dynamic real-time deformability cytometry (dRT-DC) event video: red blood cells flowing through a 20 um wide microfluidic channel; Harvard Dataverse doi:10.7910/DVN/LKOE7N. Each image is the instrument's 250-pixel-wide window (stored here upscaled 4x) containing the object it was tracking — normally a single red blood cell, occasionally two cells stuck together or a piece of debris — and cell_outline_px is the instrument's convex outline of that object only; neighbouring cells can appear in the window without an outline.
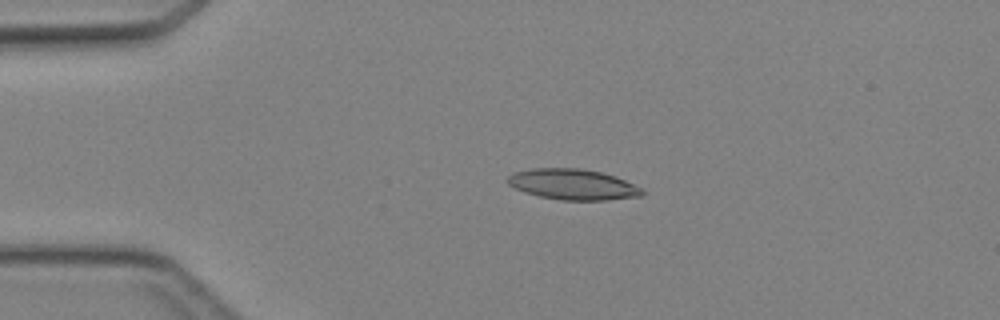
{"species": "Egyptian fruit bat (a non-hibernating species)", "species_latin": "Rousettus aegyptiacus", "temperature_condition": "cold", "stored_images_in_passage": 47, "camera_frame_rate_fps": 3000, "um_per_image_px": 0.085, "animal": {"sex": "female"}, "frame": {"image": 1, "passage_image": 11, "time_ms": 3.333, "image_size_px": [1000, 320], "cell_outline_px": [[644, 192], [640, 196], [608, 200], [564, 200], [540, 196], [524, 192], [508, 184], [508, 176], [512, 172], [532, 168], [580, 168], [600, 172], [616, 176], [644, 188]], "centroid_in_image_um": [48.72, 15.67], "position_along_channel_um": 36.3, "area_um2": 24.1}}
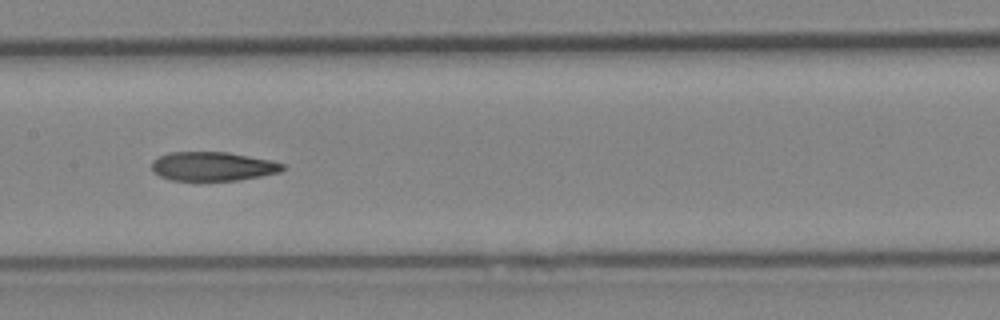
{"frame": {"image": 2, "passage_image": 24, "time_ms": 7.667, "image_size_px": [1000, 320], "cell_outline_px": [[288, 168], [280, 172], [260, 176], [236, 180], [172, 180], [160, 176], [152, 168], [152, 160], [168, 152], [228, 152], [272, 160], [284, 164]], "centroid_in_image_um": [18.13, 14.13], "position_along_channel_um": 189.3, "area_um2": 22.08}}
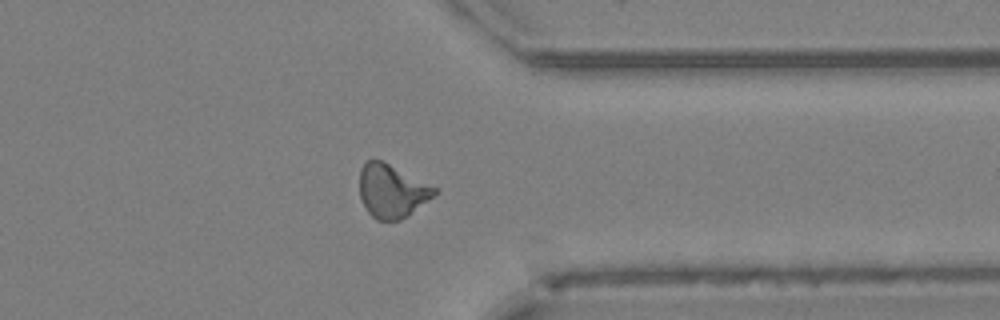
{"frame": {"image": 3, "passage_image": 37, "time_ms": 12.0, "image_size_px": [1000, 320], "cell_outline_px": [[436, 192], [432, 196], [408, 216], [400, 220], [376, 220], [364, 208], [360, 200], [360, 168], [368, 160], [380, 160], [436, 188]], "centroid_in_image_um": [33.24, 16.26], "position_along_channel_um": 378.2, "area_um2": 22.77}}